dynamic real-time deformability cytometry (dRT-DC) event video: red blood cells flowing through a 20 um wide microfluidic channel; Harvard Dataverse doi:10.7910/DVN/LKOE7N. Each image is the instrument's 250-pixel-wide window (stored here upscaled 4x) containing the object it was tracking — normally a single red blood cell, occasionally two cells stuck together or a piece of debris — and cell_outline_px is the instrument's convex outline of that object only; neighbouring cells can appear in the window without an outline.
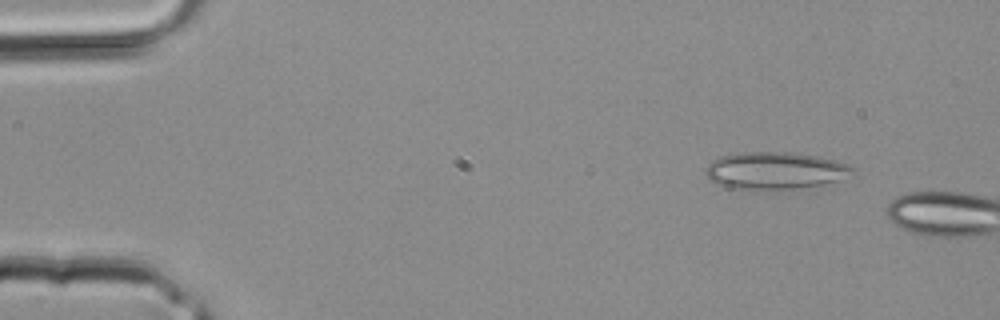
{"species": "common noctule bat (a hibernating species)", "species_latin": "Nyctalus noctula", "temperature_condition": "room temperature", "stored_images_in_passage": 2, "camera_frame_rate_fps": 3000, "um_per_image_px": 0.085, "animal": {"sex": "male", "body_mass_g": 20.4}, "frame": {"image": 1, "passage_image": 1, "time_ms": 0.0, "image_size_px": [1000, 320], "cell_outline_px": [[856, 172], [840, 180], [824, 184], [792, 188], [748, 192], [728, 188], [712, 180], [704, 172], [708, 164], [712, 160], [720, 156], [740, 152], [788, 152], [816, 156], [836, 160], [848, 164], [856, 168]], "centroid_in_image_um": [65.87, 14.52], "position_along_channel_um": 19.1, "area_um2": 32.43}}